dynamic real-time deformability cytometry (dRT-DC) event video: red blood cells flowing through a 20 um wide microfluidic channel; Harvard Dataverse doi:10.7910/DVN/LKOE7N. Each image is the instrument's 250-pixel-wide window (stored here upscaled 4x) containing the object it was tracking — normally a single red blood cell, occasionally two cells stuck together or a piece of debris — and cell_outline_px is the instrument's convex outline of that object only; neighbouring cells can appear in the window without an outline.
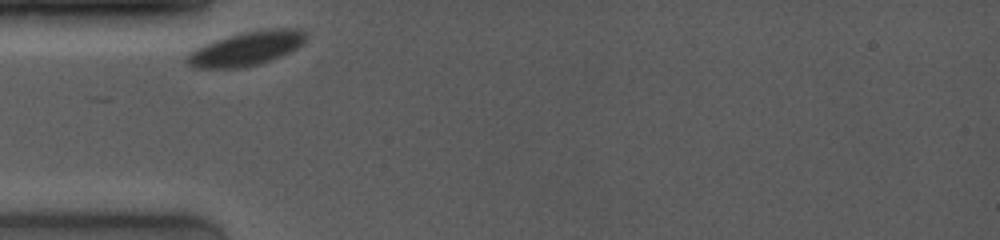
{"species": "common noctule bat (a hibernating species)", "species_latin": "Nyctalus noctula", "temperature_condition": "room temperature", "stored_images_in_passage": 23, "camera_frame_rate_fps": 4000, "um_per_image_px": 0.085, "animal": {"sex": "female", "body_mass_g": 19.0, "forearm_length_mm": 53.3}, "frame": {"image": 1, "passage_image": 1, "time_ms": 0.0, "image_size_px": [1000, 240], "cell_outline_px": [[304, 44], [280, 56], [244, 68], [196, 68], [188, 64], [184, 60], [184, 56], [188, 52], [204, 44], [228, 36], [244, 32], [272, 28], [300, 28], [304, 32]], "centroid_in_image_um": [20.89, 4.13], "position_along_channel_um": 64.1, "area_um2": 23.41}}
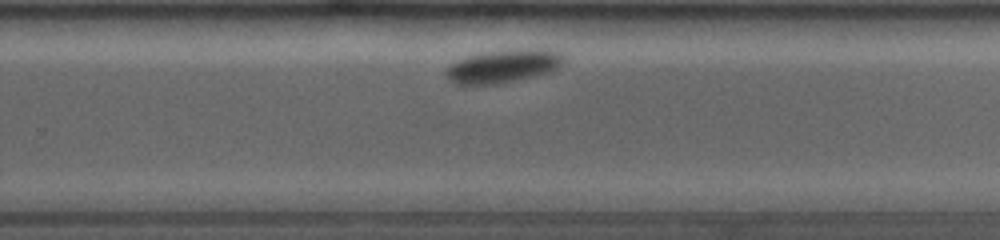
{"frame": {"image": 2, "passage_image": 16, "time_ms": 6.5, "image_size_px": [1000, 240], "cell_outline_px": [[564, 64], [552, 72], [516, 80], [496, 84], [456, 84], [448, 80], [444, 76], [444, 68], [448, 64], [456, 60], [468, 56], [484, 52], [520, 48], [552, 48], [564, 52]], "centroid_in_image_um": [42.82, 5.59], "position_along_channel_um": 287.0, "area_um2": 23.58}}
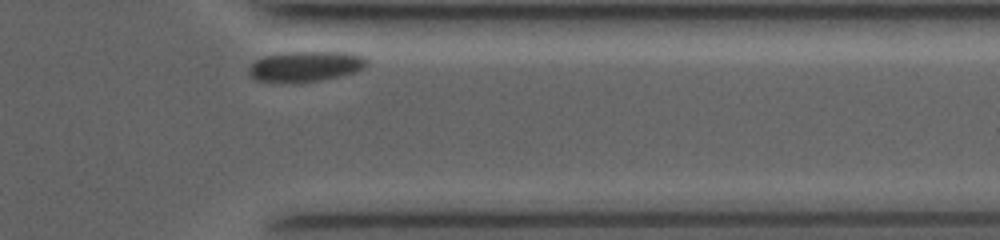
{"frame": {"image": 3, "passage_image": 22, "time_ms": 9.25, "image_size_px": [1000, 240], "cell_outline_px": [[368, 64], [364, 68], [356, 72], [340, 76], [320, 80], [256, 80], [248, 72], [248, 68], [256, 60], [264, 56], [288, 52], [352, 52], [364, 56], [368, 60]], "centroid_in_image_um": [26.07, 5.59], "position_along_channel_um": 385.3, "area_um2": 20.35}, "authors_computed_cell_mechanics": {"area_um2": 23.5824, "velocity_mm_per_s": 3.4661, "shape_relaxation_time_tau1_ms": 0.5891, "shape_relaxation_time_tau2_ms": null, "deformation_change_tau1": 0.0341, "deformation_change_tau2": null}}